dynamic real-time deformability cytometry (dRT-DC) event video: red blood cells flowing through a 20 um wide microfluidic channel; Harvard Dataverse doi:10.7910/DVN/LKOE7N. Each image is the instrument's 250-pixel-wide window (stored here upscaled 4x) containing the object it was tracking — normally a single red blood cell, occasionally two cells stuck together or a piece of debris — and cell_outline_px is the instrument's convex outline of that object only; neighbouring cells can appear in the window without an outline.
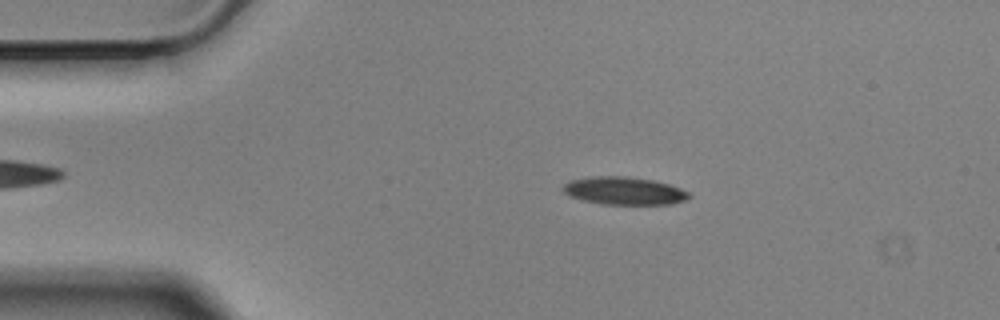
{"species": "Egyptian fruit bat (a non-hibernating species)", "species_latin": "Rousettus aegyptiacus", "temperature_condition": "cold", "stored_images_in_passage": 53, "camera_frame_rate_fps": 3000, "um_per_image_px": 0.085, "animal": {"sex": "male"}, "frame": {"image": 1, "passage_image": 10, "time_ms": 3.0, "image_size_px": [1000, 320], "cell_outline_px": [[692, 196], [684, 200], [672, 204], [604, 204], [584, 200], [572, 196], [564, 192], [564, 184], [572, 180], [592, 176], [628, 176], [652, 180], [668, 184], [680, 188], [688, 192]], "centroid_in_image_um": [53.09, 16.21], "position_along_channel_um": 31.9, "area_um2": 20.11}}
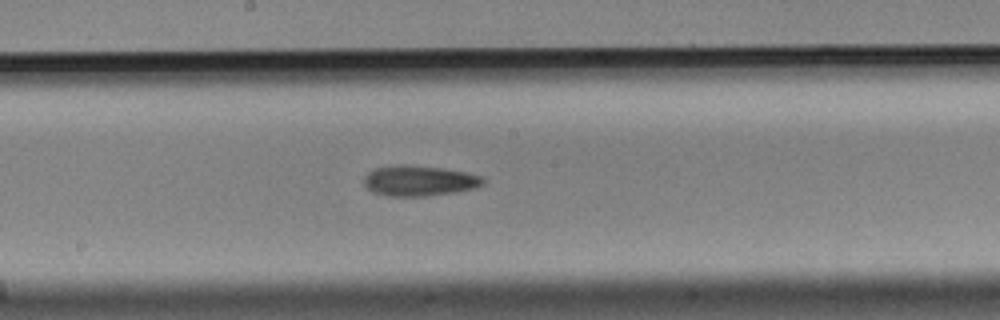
{"frame": {"image": 2, "passage_image": 29, "time_ms": 9.333, "image_size_px": [1000, 320], "cell_outline_px": [[484, 180], [480, 184], [472, 188], [452, 192], [424, 196], [388, 196], [372, 192], [364, 184], [364, 176], [368, 172], [376, 168], [396, 164], [404, 164], [440, 168], [464, 172], [480, 176]], "centroid_in_image_um": [35.53, 15.35], "position_along_channel_um": 212.7, "area_um2": 20.75}}
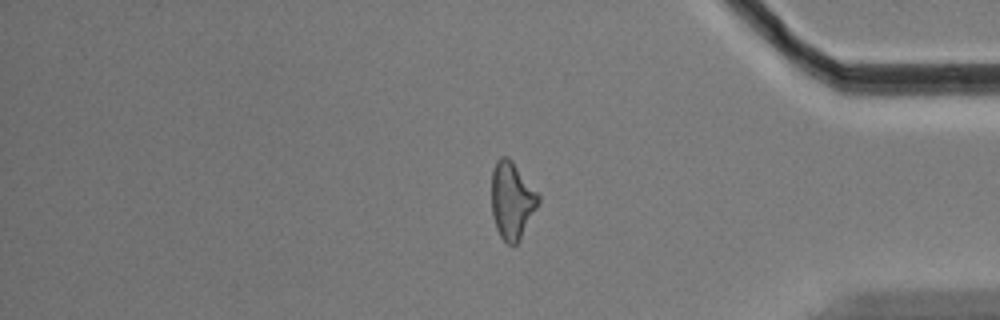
{"frame": {"image": 3, "passage_image": 44, "time_ms": 14.333, "image_size_px": [1000, 320], "cell_outline_px": [[540, 200], [520, 240], [512, 248], [500, 236], [496, 228], [492, 212], [492, 172], [496, 160], [500, 156], [508, 156], [512, 160], [540, 196]], "centroid_in_image_um": [43.51, 17.04], "position_along_channel_um": 391.7, "area_um2": 20.98}, "authors_computed_cell_mechanics": {"area_um2": 20.7502, "velocity_mm_per_s": 3.5162, "shape_relaxation_time_tau1_ms": 2.5727, "shape_relaxation_time_tau2_ms": null, "deformation_change_tau1": 0.0993, "deformation_change_tau2": null}}